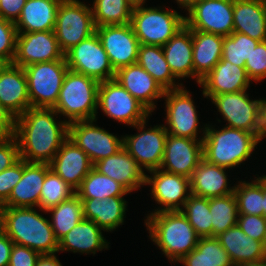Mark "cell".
Listing matches in <instances>:
<instances>
[{
  "instance_id": "cell-30",
  "label": "cell",
  "mask_w": 266,
  "mask_h": 266,
  "mask_svg": "<svg viewBox=\"0 0 266 266\" xmlns=\"http://www.w3.org/2000/svg\"><path fill=\"white\" fill-rule=\"evenodd\" d=\"M191 31L194 79L200 84L222 58L224 36L198 30Z\"/></svg>"
},
{
  "instance_id": "cell-7",
  "label": "cell",
  "mask_w": 266,
  "mask_h": 266,
  "mask_svg": "<svg viewBox=\"0 0 266 266\" xmlns=\"http://www.w3.org/2000/svg\"><path fill=\"white\" fill-rule=\"evenodd\" d=\"M65 59L24 67L31 107L54 108L68 71Z\"/></svg>"
},
{
  "instance_id": "cell-58",
  "label": "cell",
  "mask_w": 266,
  "mask_h": 266,
  "mask_svg": "<svg viewBox=\"0 0 266 266\" xmlns=\"http://www.w3.org/2000/svg\"><path fill=\"white\" fill-rule=\"evenodd\" d=\"M263 216L266 218V189L263 185Z\"/></svg>"
},
{
  "instance_id": "cell-46",
  "label": "cell",
  "mask_w": 266,
  "mask_h": 266,
  "mask_svg": "<svg viewBox=\"0 0 266 266\" xmlns=\"http://www.w3.org/2000/svg\"><path fill=\"white\" fill-rule=\"evenodd\" d=\"M22 174V158L9 168L0 172V206L9 198L13 187L21 180Z\"/></svg>"
},
{
  "instance_id": "cell-24",
  "label": "cell",
  "mask_w": 266,
  "mask_h": 266,
  "mask_svg": "<svg viewBox=\"0 0 266 266\" xmlns=\"http://www.w3.org/2000/svg\"><path fill=\"white\" fill-rule=\"evenodd\" d=\"M0 103L15 117L31 107L24 68L7 64L0 72Z\"/></svg>"
},
{
  "instance_id": "cell-2",
  "label": "cell",
  "mask_w": 266,
  "mask_h": 266,
  "mask_svg": "<svg viewBox=\"0 0 266 266\" xmlns=\"http://www.w3.org/2000/svg\"><path fill=\"white\" fill-rule=\"evenodd\" d=\"M0 229L13 243L40 255L58 252V240L50 220L40 215L35 207H0Z\"/></svg>"
},
{
  "instance_id": "cell-10",
  "label": "cell",
  "mask_w": 266,
  "mask_h": 266,
  "mask_svg": "<svg viewBox=\"0 0 266 266\" xmlns=\"http://www.w3.org/2000/svg\"><path fill=\"white\" fill-rule=\"evenodd\" d=\"M69 70L92 77L99 82L115 78L109 57L95 32L64 54Z\"/></svg>"
},
{
  "instance_id": "cell-57",
  "label": "cell",
  "mask_w": 266,
  "mask_h": 266,
  "mask_svg": "<svg viewBox=\"0 0 266 266\" xmlns=\"http://www.w3.org/2000/svg\"><path fill=\"white\" fill-rule=\"evenodd\" d=\"M128 1L133 7H138L145 5L146 0H128Z\"/></svg>"
},
{
  "instance_id": "cell-54",
  "label": "cell",
  "mask_w": 266,
  "mask_h": 266,
  "mask_svg": "<svg viewBox=\"0 0 266 266\" xmlns=\"http://www.w3.org/2000/svg\"><path fill=\"white\" fill-rule=\"evenodd\" d=\"M35 266H62L55 254L40 255Z\"/></svg>"
},
{
  "instance_id": "cell-55",
  "label": "cell",
  "mask_w": 266,
  "mask_h": 266,
  "mask_svg": "<svg viewBox=\"0 0 266 266\" xmlns=\"http://www.w3.org/2000/svg\"><path fill=\"white\" fill-rule=\"evenodd\" d=\"M177 1V4L180 5V8L182 7L185 8V10L187 9V11L189 9H191L196 3L201 2L202 0H175Z\"/></svg>"
},
{
  "instance_id": "cell-19",
  "label": "cell",
  "mask_w": 266,
  "mask_h": 266,
  "mask_svg": "<svg viewBox=\"0 0 266 266\" xmlns=\"http://www.w3.org/2000/svg\"><path fill=\"white\" fill-rule=\"evenodd\" d=\"M202 159L203 139H191L167 134L160 169L191 178Z\"/></svg>"
},
{
  "instance_id": "cell-1",
  "label": "cell",
  "mask_w": 266,
  "mask_h": 266,
  "mask_svg": "<svg viewBox=\"0 0 266 266\" xmlns=\"http://www.w3.org/2000/svg\"><path fill=\"white\" fill-rule=\"evenodd\" d=\"M53 108L30 107L15 119V132L20 158L26 162L50 163L68 139L69 124L56 122Z\"/></svg>"
},
{
  "instance_id": "cell-23",
  "label": "cell",
  "mask_w": 266,
  "mask_h": 266,
  "mask_svg": "<svg viewBox=\"0 0 266 266\" xmlns=\"http://www.w3.org/2000/svg\"><path fill=\"white\" fill-rule=\"evenodd\" d=\"M50 169L48 163L26 162L23 159L21 180L0 207H39L42 186Z\"/></svg>"
},
{
  "instance_id": "cell-43",
  "label": "cell",
  "mask_w": 266,
  "mask_h": 266,
  "mask_svg": "<svg viewBox=\"0 0 266 266\" xmlns=\"http://www.w3.org/2000/svg\"><path fill=\"white\" fill-rule=\"evenodd\" d=\"M260 41L254 40L246 34L233 32L224 37L222 58L237 66L245 68V62Z\"/></svg>"
},
{
  "instance_id": "cell-38",
  "label": "cell",
  "mask_w": 266,
  "mask_h": 266,
  "mask_svg": "<svg viewBox=\"0 0 266 266\" xmlns=\"http://www.w3.org/2000/svg\"><path fill=\"white\" fill-rule=\"evenodd\" d=\"M133 8L128 0H94L91 9L95 26L128 24Z\"/></svg>"
},
{
  "instance_id": "cell-17",
  "label": "cell",
  "mask_w": 266,
  "mask_h": 266,
  "mask_svg": "<svg viewBox=\"0 0 266 266\" xmlns=\"http://www.w3.org/2000/svg\"><path fill=\"white\" fill-rule=\"evenodd\" d=\"M146 175V184L152 185L151 196L161 207L151 213L181 210L191 194L190 178L156 169Z\"/></svg>"
},
{
  "instance_id": "cell-44",
  "label": "cell",
  "mask_w": 266,
  "mask_h": 266,
  "mask_svg": "<svg viewBox=\"0 0 266 266\" xmlns=\"http://www.w3.org/2000/svg\"><path fill=\"white\" fill-rule=\"evenodd\" d=\"M17 30L15 23L0 17V58L13 63L16 54Z\"/></svg>"
},
{
  "instance_id": "cell-13",
  "label": "cell",
  "mask_w": 266,
  "mask_h": 266,
  "mask_svg": "<svg viewBox=\"0 0 266 266\" xmlns=\"http://www.w3.org/2000/svg\"><path fill=\"white\" fill-rule=\"evenodd\" d=\"M96 121V119L75 121L68 127V138L88 155L93 165L123 148V137L119 139L116 135L96 126L94 124Z\"/></svg>"
},
{
  "instance_id": "cell-18",
  "label": "cell",
  "mask_w": 266,
  "mask_h": 266,
  "mask_svg": "<svg viewBox=\"0 0 266 266\" xmlns=\"http://www.w3.org/2000/svg\"><path fill=\"white\" fill-rule=\"evenodd\" d=\"M65 59L53 31L17 33L13 64L27 67L31 64Z\"/></svg>"
},
{
  "instance_id": "cell-12",
  "label": "cell",
  "mask_w": 266,
  "mask_h": 266,
  "mask_svg": "<svg viewBox=\"0 0 266 266\" xmlns=\"http://www.w3.org/2000/svg\"><path fill=\"white\" fill-rule=\"evenodd\" d=\"M146 120L132 127L139 132L123 136V148L145 171L159 169L162 163L167 131L164 125H156L145 130Z\"/></svg>"
},
{
  "instance_id": "cell-32",
  "label": "cell",
  "mask_w": 266,
  "mask_h": 266,
  "mask_svg": "<svg viewBox=\"0 0 266 266\" xmlns=\"http://www.w3.org/2000/svg\"><path fill=\"white\" fill-rule=\"evenodd\" d=\"M62 0H27L15 22L17 33L53 31Z\"/></svg>"
},
{
  "instance_id": "cell-61",
  "label": "cell",
  "mask_w": 266,
  "mask_h": 266,
  "mask_svg": "<svg viewBox=\"0 0 266 266\" xmlns=\"http://www.w3.org/2000/svg\"><path fill=\"white\" fill-rule=\"evenodd\" d=\"M263 244H264V247H265V250H266V229H265Z\"/></svg>"
},
{
  "instance_id": "cell-25",
  "label": "cell",
  "mask_w": 266,
  "mask_h": 266,
  "mask_svg": "<svg viewBox=\"0 0 266 266\" xmlns=\"http://www.w3.org/2000/svg\"><path fill=\"white\" fill-rule=\"evenodd\" d=\"M49 165L51 170L58 174L75 191L93 168L88 155L69 138L61 145Z\"/></svg>"
},
{
  "instance_id": "cell-6",
  "label": "cell",
  "mask_w": 266,
  "mask_h": 266,
  "mask_svg": "<svg viewBox=\"0 0 266 266\" xmlns=\"http://www.w3.org/2000/svg\"><path fill=\"white\" fill-rule=\"evenodd\" d=\"M163 8H133L130 24L140 44L162 47L185 25V16Z\"/></svg>"
},
{
  "instance_id": "cell-45",
  "label": "cell",
  "mask_w": 266,
  "mask_h": 266,
  "mask_svg": "<svg viewBox=\"0 0 266 266\" xmlns=\"http://www.w3.org/2000/svg\"><path fill=\"white\" fill-rule=\"evenodd\" d=\"M245 69L251 81L258 82L266 78V41L256 45L245 62Z\"/></svg>"
},
{
  "instance_id": "cell-4",
  "label": "cell",
  "mask_w": 266,
  "mask_h": 266,
  "mask_svg": "<svg viewBox=\"0 0 266 266\" xmlns=\"http://www.w3.org/2000/svg\"><path fill=\"white\" fill-rule=\"evenodd\" d=\"M257 144V136L249 131L226 126L217 130L208 124L203 138V159L228 169L236 168L251 156Z\"/></svg>"
},
{
  "instance_id": "cell-49",
  "label": "cell",
  "mask_w": 266,
  "mask_h": 266,
  "mask_svg": "<svg viewBox=\"0 0 266 266\" xmlns=\"http://www.w3.org/2000/svg\"><path fill=\"white\" fill-rule=\"evenodd\" d=\"M39 256L38 252L14 243L8 266H35Z\"/></svg>"
},
{
  "instance_id": "cell-52",
  "label": "cell",
  "mask_w": 266,
  "mask_h": 266,
  "mask_svg": "<svg viewBox=\"0 0 266 266\" xmlns=\"http://www.w3.org/2000/svg\"><path fill=\"white\" fill-rule=\"evenodd\" d=\"M13 241L0 229V266H8Z\"/></svg>"
},
{
  "instance_id": "cell-8",
  "label": "cell",
  "mask_w": 266,
  "mask_h": 266,
  "mask_svg": "<svg viewBox=\"0 0 266 266\" xmlns=\"http://www.w3.org/2000/svg\"><path fill=\"white\" fill-rule=\"evenodd\" d=\"M61 51L68 50L96 32L92 9L79 0H62L54 29Z\"/></svg>"
},
{
  "instance_id": "cell-28",
  "label": "cell",
  "mask_w": 266,
  "mask_h": 266,
  "mask_svg": "<svg viewBox=\"0 0 266 266\" xmlns=\"http://www.w3.org/2000/svg\"><path fill=\"white\" fill-rule=\"evenodd\" d=\"M233 32L266 41V0H234Z\"/></svg>"
},
{
  "instance_id": "cell-42",
  "label": "cell",
  "mask_w": 266,
  "mask_h": 266,
  "mask_svg": "<svg viewBox=\"0 0 266 266\" xmlns=\"http://www.w3.org/2000/svg\"><path fill=\"white\" fill-rule=\"evenodd\" d=\"M75 190L53 170H49L42 186L39 208L46 212L75 195Z\"/></svg>"
},
{
  "instance_id": "cell-40",
  "label": "cell",
  "mask_w": 266,
  "mask_h": 266,
  "mask_svg": "<svg viewBox=\"0 0 266 266\" xmlns=\"http://www.w3.org/2000/svg\"><path fill=\"white\" fill-rule=\"evenodd\" d=\"M181 212L186 216L188 222L200 238L213 237V226L208 198L191 193L189 198L185 201Z\"/></svg>"
},
{
  "instance_id": "cell-50",
  "label": "cell",
  "mask_w": 266,
  "mask_h": 266,
  "mask_svg": "<svg viewBox=\"0 0 266 266\" xmlns=\"http://www.w3.org/2000/svg\"><path fill=\"white\" fill-rule=\"evenodd\" d=\"M27 0H0V17L16 22Z\"/></svg>"
},
{
  "instance_id": "cell-56",
  "label": "cell",
  "mask_w": 266,
  "mask_h": 266,
  "mask_svg": "<svg viewBox=\"0 0 266 266\" xmlns=\"http://www.w3.org/2000/svg\"><path fill=\"white\" fill-rule=\"evenodd\" d=\"M234 266H266V259L257 262L242 263Z\"/></svg>"
},
{
  "instance_id": "cell-20",
  "label": "cell",
  "mask_w": 266,
  "mask_h": 266,
  "mask_svg": "<svg viewBox=\"0 0 266 266\" xmlns=\"http://www.w3.org/2000/svg\"><path fill=\"white\" fill-rule=\"evenodd\" d=\"M115 79L150 112L157 99L164 97L165 89L138 63L119 68Z\"/></svg>"
},
{
  "instance_id": "cell-33",
  "label": "cell",
  "mask_w": 266,
  "mask_h": 266,
  "mask_svg": "<svg viewBox=\"0 0 266 266\" xmlns=\"http://www.w3.org/2000/svg\"><path fill=\"white\" fill-rule=\"evenodd\" d=\"M80 200L83 203L84 218L94 221L103 231L112 232L123 225L127 210V201L123 196Z\"/></svg>"
},
{
  "instance_id": "cell-53",
  "label": "cell",
  "mask_w": 266,
  "mask_h": 266,
  "mask_svg": "<svg viewBox=\"0 0 266 266\" xmlns=\"http://www.w3.org/2000/svg\"><path fill=\"white\" fill-rule=\"evenodd\" d=\"M266 137V99L263 98L259 109V124L257 129V140L260 143Z\"/></svg>"
},
{
  "instance_id": "cell-34",
  "label": "cell",
  "mask_w": 266,
  "mask_h": 266,
  "mask_svg": "<svg viewBox=\"0 0 266 266\" xmlns=\"http://www.w3.org/2000/svg\"><path fill=\"white\" fill-rule=\"evenodd\" d=\"M137 63L165 90L178 89L183 86L182 83L176 84L175 81L178 79L173 75L161 46L140 44Z\"/></svg>"
},
{
  "instance_id": "cell-21",
  "label": "cell",
  "mask_w": 266,
  "mask_h": 266,
  "mask_svg": "<svg viewBox=\"0 0 266 266\" xmlns=\"http://www.w3.org/2000/svg\"><path fill=\"white\" fill-rule=\"evenodd\" d=\"M251 79L244 67L220 60L215 67L201 80L203 96L210 98L218 94L235 93L248 90Z\"/></svg>"
},
{
  "instance_id": "cell-29",
  "label": "cell",
  "mask_w": 266,
  "mask_h": 266,
  "mask_svg": "<svg viewBox=\"0 0 266 266\" xmlns=\"http://www.w3.org/2000/svg\"><path fill=\"white\" fill-rule=\"evenodd\" d=\"M234 265L266 259L263 242L247 236L238 224L216 237Z\"/></svg>"
},
{
  "instance_id": "cell-37",
  "label": "cell",
  "mask_w": 266,
  "mask_h": 266,
  "mask_svg": "<svg viewBox=\"0 0 266 266\" xmlns=\"http://www.w3.org/2000/svg\"><path fill=\"white\" fill-rule=\"evenodd\" d=\"M47 212L52 215L50 223L58 241L84 218L83 203L76 194Z\"/></svg>"
},
{
  "instance_id": "cell-27",
  "label": "cell",
  "mask_w": 266,
  "mask_h": 266,
  "mask_svg": "<svg viewBox=\"0 0 266 266\" xmlns=\"http://www.w3.org/2000/svg\"><path fill=\"white\" fill-rule=\"evenodd\" d=\"M226 169L202 159L190 178L191 193L208 199L234 193L235 185L228 186Z\"/></svg>"
},
{
  "instance_id": "cell-47",
  "label": "cell",
  "mask_w": 266,
  "mask_h": 266,
  "mask_svg": "<svg viewBox=\"0 0 266 266\" xmlns=\"http://www.w3.org/2000/svg\"><path fill=\"white\" fill-rule=\"evenodd\" d=\"M237 224L247 236L263 242L266 229V218L264 216L238 214Z\"/></svg>"
},
{
  "instance_id": "cell-3",
  "label": "cell",
  "mask_w": 266,
  "mask_h": 266,
  "mask_svg": "<svg viewBox=\"0 0 266 266\" xmlns=\"http://www.w3.org/2000/svg\"><path fill=\"white\" fill-rule=\"evenodd\" d=\"M144 220L150 239L171 262H179L199 241V236L181 210L150 213Z\"/></svg>"
},
{
  "instance_id": "cell-41",
  "label": "cell",
  "mask_w": 266,
  "mask_h": 266,
  "mask_svg": "<svg viewBox=\"0 0 266 266\" xmlns=\"http://www.w3.org/2000/svg\"><path fill=\"white\" fill-rule=\"evenodd\" d=\"M251 182L239 181L235 184L234 195L238 214L263 216V184L256 177Z\"/></svg>"
},
{
  "instance_id": "cell-31",
  "label": "cell",
  "mask_w": 266,
  "mask_h": 266,
  "mask_svg": "<svg viewBox=\"0 0 266 266\" xmlns=\"http://www.w3.org/2000/svg\"><path fill=\"white\" fill-rule=\"evenodd\" d=\"M166 61L177 78H194L192 31L185 24L162 46Z\"/></svg>"
},
{
  "instance_id": "cell-51",
  "label": "cell",
  "mask_w": 266,
  "mask_h": 266,
  "mask_svg": "<svg viewBox=\"0 0 266 266\" xmlns=\"http://www.w3.org/2000/svg\"><path fill=\"white\" fill-rule=\"evenodd\" d=\"M15 117L0 103V138H10L15 132Z\"/></svg>"
},
{
  "instance_id": "cell-11",
  "label": "cell",
  "mask_w": 266,
  "mask_h": 266,
  "mask_svg": "<svg viewBox=\"0 0 266 266\" xmlns=\"http://www.w3.org/2000/svg\"><path fill=\"white\" fill-rule=\"evenodd\" d=\"M182 86L178 89L165 90L166 107V131L168 134L177 137H187L191 139H203L207 124L202 132L203 136L198 137L199 117L196 106L191 97V93ZM199 129V130H198Z\"/></svg>"
},
{
  "instance_id": "cell-15",
  "label": "cell",
  "mask_w": 266,
  "mask_h": 266,
  "mask_svg": "<svg viewBox=\"0 0 266 266\" xmlns=\"http://www.w3.org/2000/svg\"><path fill=\"white\" fill-rule=\"evenodd\" d=\"M244 91L218 94L209 98L227 121L226 127L249 131L257 136L259 109L263 99H250Z\"/></svg>"
},
{
  "instance_id": "cell-22",
  "label": "cell",
  "mask_w": 266,
  "mask_h": 266,
  "mask_svg": "<svg viewBox=\"0 0 266 266\" xmlns=\"http://www.w3.org/2000/svg\"><path fill=\"white\" fill-rule=\"evenodd\" d=\"M93 167L101 174L117 181L129 193L146 184V172L124 148L114 155L99 160Z\"/></svg>"
},
{
  "instance_id": "cell-26",
  "label": "cell",
  "mask_w": 266,
  "mask_h": 266,
  "mask_svg": "<svg viewBox=\"0 0 266 266\" xmlns=\"http://www.w3.org/2000/svg\"><path fill=\"white\" fill-rule=\"evenodd\" d=\"M102 230L94 221L83 218L58 241V252L94 255L97 251L108 249L110 243L104 238Z\"/></svg>"
},
{
  "instance_id": "cell-48",
  "label": "cell",
  "mask_w": 266,
  "mask_h": 266,
  "mask_svg": "<svg viewBox=\"0 0 266 266\" xmlns=\"http://www.w3.org/2000/svg\"><path fill=\"white\" fill-rule=\"evenodd\" d=\"M20 159L19 146L14 136L0 138V172L12 166Z\"/></svg>"
},
{
  "instance_id": "cell-5",
  "label": "cell",
  "mask_w": 266,
  "mask_h": 266,
  "mask_svg": "<svg viewBox=\"0 0 266 266\" xmlns=\"http://www.w3.org/2000/svg\"><path fill=\"white\" fill-rule=\"evenodd\" d=\"M99 83L92 77L68 69L53 109L59 117L65 116L68 124L75 121L97 120Z\"/></svg>"
},
{
  "instance_id": "cell-14",
  "label": "cell",
  "mask_w": 266,
  "mask_h": 266,
  "mask_svg": "<svg viewBox=\"0 0 266 266\" xmlns=\"http://www.w3.org/2000/svg\"><path fill=\"white\" fill-rule=\"evenodd\" d=\"M234 0H202L188 10L185 24L191 30L229 36L233 33Z\"/></svg>"
},
{
  "instance_id": "cell-59",
  "label": "cell",
  "mask_w": 266,
  "mask_h": 266,
  "mask_svg": "<svg viewBox=\"0 0 266 266\" xmlns=\"http://www.w3.org/2000/svg\"><path fill=\"white\" fill-rule=\"evenodd\" d=\"M8 63L4 60L0 58V72L6 67Z\"/></svg>"
},
{
  "instance_id": "cell-35",
  "label": "cell",
  "mask_w": 266,
  "mask_h": 266,
  "mask_svg": "<svg viewBox=\"0 0 266 266\" xmlns=\"http://www.w3.org/2000/svg\"><path fill=\"white\" fill-rule=\"evenodd\" d=\"M179 262L183 266H234L216 237L199 238L196 248Z\"/></svg>"
},
{
  "instance_id": "cell-36",
  "label": "cell",
  "mask_w": 266,
  "mask_h": 266,
  "mask_svg": "<svg viewBox=\"0 0 266 266\" xmlns=\"http://www.w3.org/2000/svg\"><path fill=\"white\" fill-rule=\"evenodd\" d=\"M80 199L111 198L115 196H125L129 192L117 181L101 174L94 167L82 180L80 187L75 191Z\"/></svg>"
},
{
  "instance_id": "cell-16",
  "label": "cell",
  "mask_w": 266,
  "mask_h": 266,
  "mask_svg": "<svg viewBox=\"0 0 266 266\" xmlns=\"http://www.w3.org/2000/svg\"><path fill=\"white\" fill-rule=\"evenodd\" d=\"M96 33L115 71L137 63L140 43L130 23L99 26Z\"/></svg>"
},
{
  "instance_id": "cell-60",
  "label": "cell",
  "mask_w": 266,
  "mask_h": 266,
  "mask_svg": "<svg viewBox=\"0 0 266 266\" xmlns=\"http://www.w3.org/2000/svg\"><path fill=\"white\" fill-rule=\"evenodd\" d=\"M257 178L260 180V182L264 185L266 189V175H262L260 177L258 176Z\"/></svg>"
},
{
  "instance_id": "cell-9",
  "label": "cell",
  "mask_w": 266,
  "mask_h": 266,
  "mask_svg": "<svg viewBox=\"0 0 266 266\" xmlns=\"http://www.w3.org/2000/svg\"><path fill=\"white\" fill-rule=\"evenodd\" d=\"M97 108H100L109 118L128 126H134L149 119L151 114L115 78L99 83Z\"/></svg>"
},
{
  "instance_id": "cell-39",
  "label": "cell",
  "mask_w": 266,
  "mask_h": 266,
  "mask_svg": "<svg viewBox=\"0 0 266 266\" xmlns=\"http://www.w3.org/2000/svg\"><path fill=\"white\" fill-rule=\"evenodd\" d=\"M213 237H217L238 221L237 200L234 193L209 199Z\"/></svg>"
}]
</instances>
